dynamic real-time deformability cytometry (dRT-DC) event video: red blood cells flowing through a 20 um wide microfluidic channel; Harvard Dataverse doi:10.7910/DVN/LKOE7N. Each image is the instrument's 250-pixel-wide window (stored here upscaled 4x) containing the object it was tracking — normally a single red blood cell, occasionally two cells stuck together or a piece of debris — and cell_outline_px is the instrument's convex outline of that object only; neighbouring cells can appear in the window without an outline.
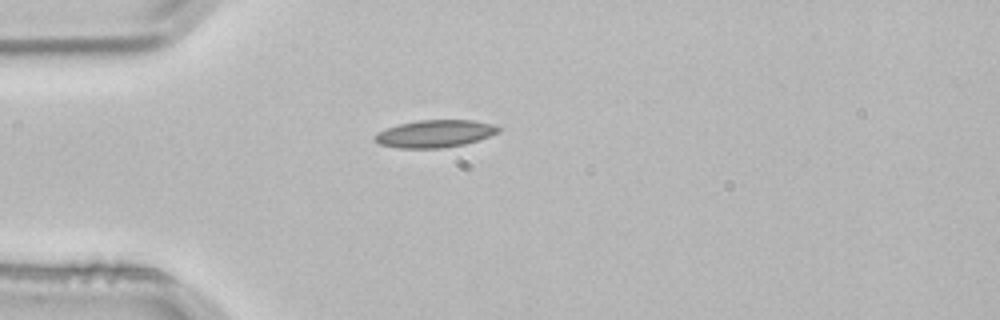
{"species": "common noctule bat (a hibernating species)", "species_latin": "Nyctalus noctula", "temperature_condition": "room temperature", "stored_images_in_passage": 1, "camera_frame_rate_fps": 3000, "um_per_image_px": 0.085, "animal": {"sex": "male", "body_mass_g": 21.5, "forearm_length_mm": 52.0}, "frame": {"image": 1, "passage_image": 1, "time_ms": 0.0, "image_size_px": [1000, 320], "cell_outline_px": [[500, 132], [464, 144], [440, 148], [400, 148], [380, 144], [372, 140], [372, 136], [376, 132], [400, 124], [416, 120], [472, 120], [492, 124], [500, 128]], "centroid_in_image_um": [36.91, 11.36], "position_along_channel_um": 48.1, "area_um2": 19.65}}